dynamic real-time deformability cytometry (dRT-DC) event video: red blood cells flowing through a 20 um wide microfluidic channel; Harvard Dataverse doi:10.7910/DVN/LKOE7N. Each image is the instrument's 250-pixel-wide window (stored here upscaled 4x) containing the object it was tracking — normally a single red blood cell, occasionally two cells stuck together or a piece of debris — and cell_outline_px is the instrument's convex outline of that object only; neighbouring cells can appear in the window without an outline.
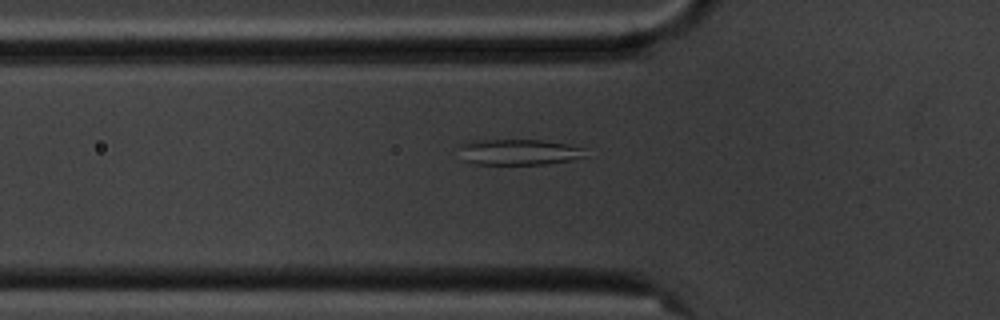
{"species": "common noctule bat (a hibernating species)", "species_latin": "Nyctalus noctula", "temperature_condition": "cold", "stored_images_in_passage": 55, "camera_frame_rate_fps": 3000, "um_per_image_px": 0.085, "animal": {"sex": "male", "body_mass_g": 20.1, "forearm_length_mm": 53.5}, "frame": {"image": 1, "passage_image": 18, "time_ms": 5.667, "image_size_px": [1000, 320], "cell_outline_px": [[584, 156], [568, 160], [544, 164], [476, 164], [464, 160], [460, 148], [460, 144], [472, 140], [540, 140], [568, 144], [584, 148]], "centroid_in_image_um": [44.06, 12.91], "position_along_channel_um": 81.7, "area_um2": 18.73}}
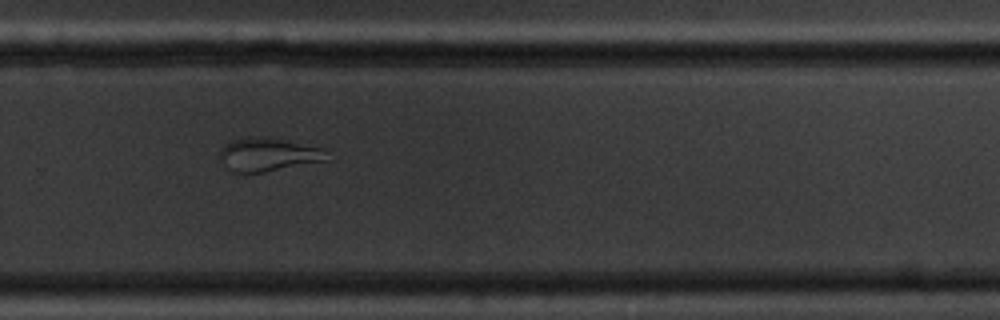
{"frame": {"image": 2, "passage_image": 37, "time_ms": 12.0, "image_size_px": [1000, 320], "cell_outline_px": [[332, 160], [264, 172], [232, 172], [220, 160], [220, 148], [232, 140], [252, 136], [268, 136], [324, 148]], "centroid_in_image_um": [22.86, 13.13], "position_along_channel_um": 306.9, "area_um2": 21.21}}
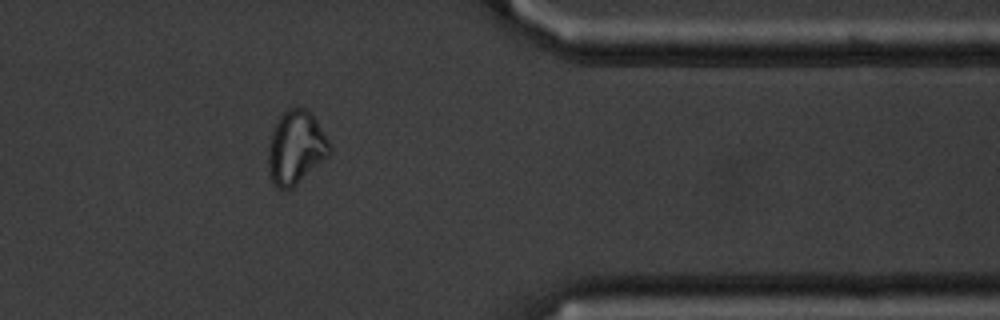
{"frame": {"image": 3, "passage_image": 45, "time_ms": 14.667, "image_size_px": [1000, 320], "cell_outline_px": [[332, 152], [328, 156], [292, 188], [284, 192], [272, 180], [268, 172], [268, 148], [272, 132], [280, 116], [288, 108], [304, 108], [312, 112], [328, 140], [332, 148]], "centroid_in_image_um": [25.16, 12.55], "position_along_channel_um": 386.2, "area_um2": 26.13}, "authors_computed_cell_mechanics": {"area_um2": 26.01, "velocity_mm_per_s": 3.5516, "shape_relaxation_time_tau1_ms": null, "shape_relaxation_time_tau2_ms": 1.6487, "deformation_change_tau1": null, "deformation_change_tau2": 0.0709}}